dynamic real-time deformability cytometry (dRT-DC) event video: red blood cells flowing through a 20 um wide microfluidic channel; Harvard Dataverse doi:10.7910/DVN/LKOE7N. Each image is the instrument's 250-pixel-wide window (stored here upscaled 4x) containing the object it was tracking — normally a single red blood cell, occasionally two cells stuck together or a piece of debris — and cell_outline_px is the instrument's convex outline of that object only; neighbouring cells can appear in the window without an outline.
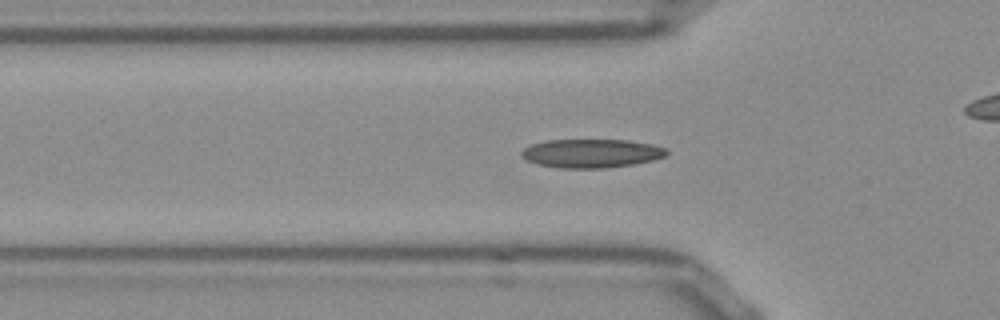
{"species": "Egyptian fruit bat (a non-hibernating species)", "species_latin": "Rousettus aegyptiacus", "temperature_condition": "room temperature", "stored_images_in_passage": 41, "camera_frame_rate_fps": 3000, "um_per_image_px": 0.085, "frame": {"image": 1, "passage_image": 5, "time_ms": 1.333, "image_size_px": [1000, 320], "cell_outline_px": [[668, 152], [664, 156], [652, 160], [632, 164], [604, 168], [560, 168], [536, 164], [520, 156], [520, 152], [524, 148], [532, 144], [548, 140], [628, 140], [652, 144], [664, 148]], "centroid_in_image_um": [50.23, 13.03], "position_along_channel_um": 75.6, "area_um2": 24.1}}
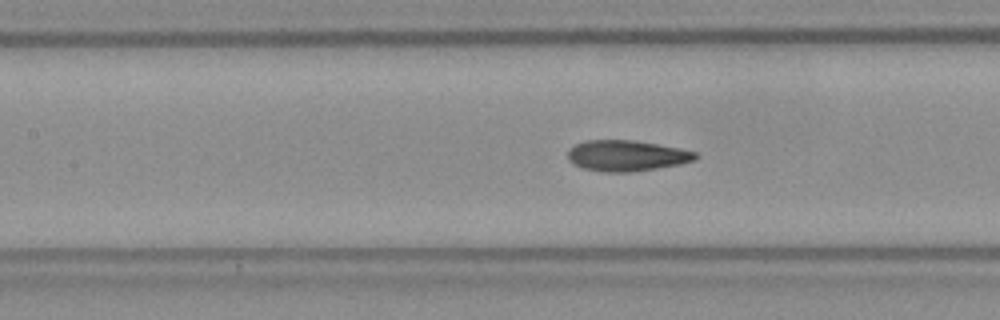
{"frame": {"image": 2, "passage_image": 11, "time_ms": 3.333, "image_size_px": [1000, 320], "cell_outline_px": [[700, 156], [696, 160], [680, 164], [656, 168], [628, 172], [604, 172], [584, 168], [568, 160], [568, 148], [584, 140], [632, 140], [680, 148], [696, 152]], "centroid_in_image_um": [53.27, 13.22], "position_along_channel_um": 154.1, "area_um2": 22.89}}
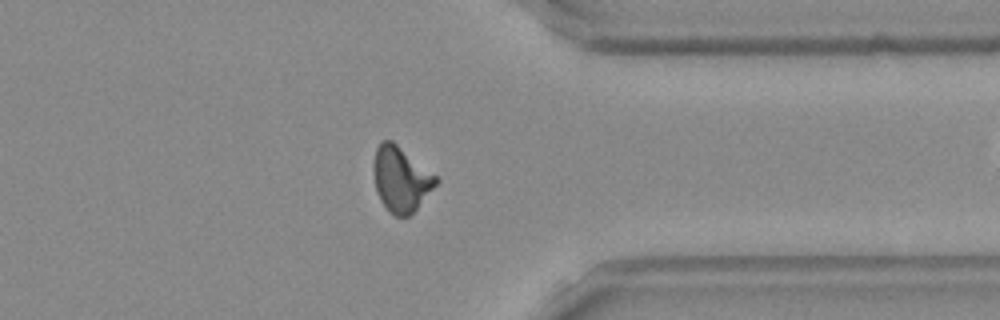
{"frame": {"image": 3, "passage_image": 29, "time_ms": 9.333, "image_size_px": [1000, 320], "cell_outline_px": [[440, 180], [416, 208], [408, 216], [396, 216], [388, 212], [380, 200], [376, 192], [372, 168], [376, 148], [380, 140], [392, 140], [436, 176]], "centroid_in_image_um": [34.03, 15.22], "position_along_channel_um": 377.4, "area_um2": 23.52}, "authors_computed_cell_mechanics": {"area_um2": 22.5998, "velocity_mm_per_s": 3.867, "shape_relaxation_time_tau1_ms": 8.8232, "shape_relaxation_time_tau2_ms": 1.7823, "deformation_change_tau1": 0.234, "deformation_change_tau2": 0.0849}}